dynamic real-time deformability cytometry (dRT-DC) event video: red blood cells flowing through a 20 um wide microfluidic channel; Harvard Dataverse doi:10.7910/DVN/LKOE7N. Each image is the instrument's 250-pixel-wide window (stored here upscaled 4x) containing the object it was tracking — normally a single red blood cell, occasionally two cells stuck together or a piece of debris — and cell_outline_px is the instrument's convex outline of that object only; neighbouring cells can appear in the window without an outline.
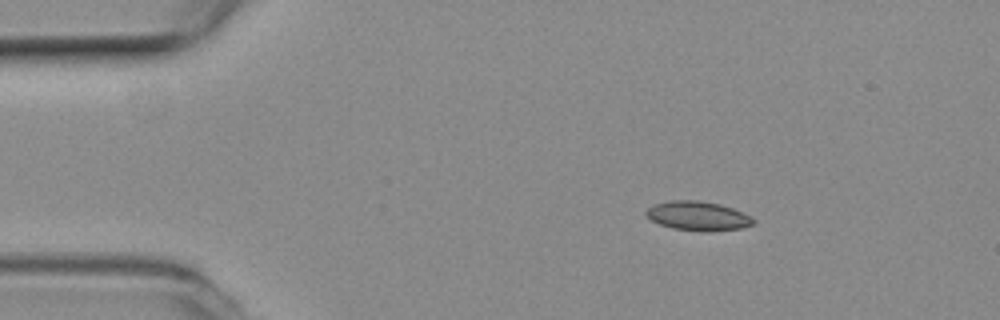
{"species": "common noctule bat (a hibernating species)", "species_latin": "Nyctalus noctula", "temperature_condition": "room temperature", "stored_images_in_passage": 5, "segment_of_instrument_passage": [1, 2], "camera_frame_rate_fps": 3000, "um_per_image_px": 0.085, "animal": {"sex": "female", "body_mass_g": 19.3, "forearm_length_mm": 54.1}, "frame": {"image": 1, "passage_image": 2, "time_ms": 0.333, "image_size_px": [1000, 320], "cell_outline_px": [[756, 220], [752, 224], [740, 228], [708, 232], [700, 232], [672, 228], [660, 224], [652, 220], [644, 212], [652, 204], [672, 200], [696, 200], [720, 204], [732, 208], [752, 216]], "centroid_in_image_um": [59.32, 18.36], "position_along_channel_um": 25.7, "area_um2": 18.32}}